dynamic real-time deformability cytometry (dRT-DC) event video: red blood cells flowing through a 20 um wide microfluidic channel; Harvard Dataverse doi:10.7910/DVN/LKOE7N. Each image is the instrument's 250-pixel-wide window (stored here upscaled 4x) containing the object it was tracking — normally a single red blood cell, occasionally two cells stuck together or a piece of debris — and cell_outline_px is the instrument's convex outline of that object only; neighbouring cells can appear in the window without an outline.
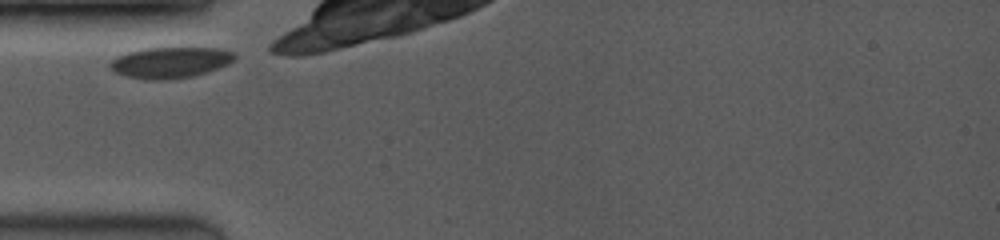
{"species": "common noctule bat (a hibernating species)", "species_latin": "Nyctalus noctula", "temperature_condition": "room temperature", "stored_images_in_passage": 21, "camera_frame_rate_fps": 3500, "um_per_image_px": 0.085, "animal": {"sex": "female", "body_mass_g": 19.0, "forearm_length_mm": 53.3}, "frame": {"image": 1, "passage_image": 1, "time_ms": 0.0, "image_size_px": [1000, 240], "cell_outline_px": [[236, 60], [228, 64], [192, 76], [164, 80], [148, 80], [128, 76], [116, 72], [108, 64], [116, 56], [128, 52], [144, 48], [220, 48], [232, 52], [236, 56]], "centroid_in_image_um": [14.47, 5.3], "position_along_channel_um": 70.5, "area_um2": 22.25}}
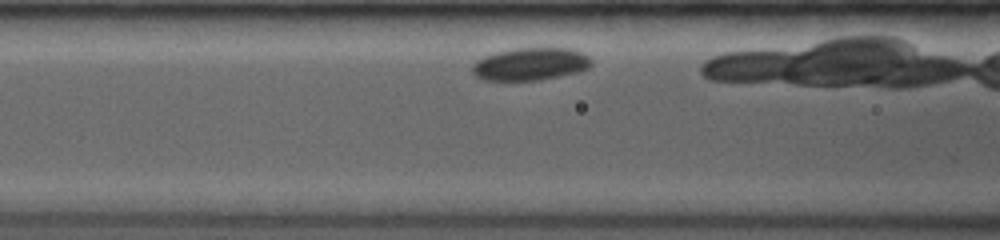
{"frame": {"image": 2, "passage_image": 4, "time_ms": 1.429, "image_size_px": [1000, 240], "cell_outline_px": [[592, 64], [588, 68], [580, 72], [540, 80], [480, 80], [472, 72], [472, 64], [476, 60], [484, 56], [496, 52], [512, 48], [568, 48], [584, 52], [592, 60]], "centroid_in_image_um": [45.09, 5.44], "position_along_channel_um": 121.5, "area_um2": 22.95}}